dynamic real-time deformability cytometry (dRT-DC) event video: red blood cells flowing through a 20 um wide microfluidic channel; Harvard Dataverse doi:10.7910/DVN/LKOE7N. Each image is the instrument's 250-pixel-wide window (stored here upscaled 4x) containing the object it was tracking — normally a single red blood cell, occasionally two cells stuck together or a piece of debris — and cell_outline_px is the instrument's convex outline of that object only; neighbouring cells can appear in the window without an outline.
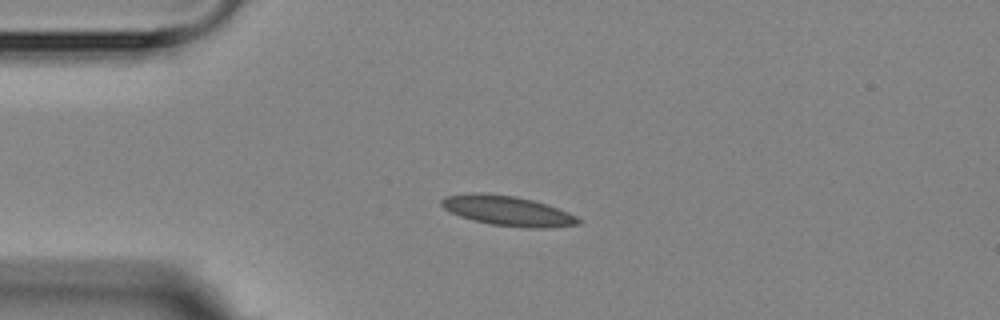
{"species": "Egyptian fruit bat (a non-hibernating species)", "species_latin": "Rousettus aegyptiacus", "temperature_condition": "room temperature", "stored_images_in_passage": 4, "camera_frame_rate_fps": 3000, "um_per_image_px": 0.085, "animal": {"sex": "female"}, "frame": {"image": 1, "passage_image": 3, "time_ms": 2.333, "image_size_px": [1000, 320], "cell_outline_px": [[580, 224], [552, 228], [528, 228], [492, 224], [472, 220], [460, 216], [444, 208], [440, 204], [440, 200], [444, 196], [476, 192], [480, 192], [512, 196], [532, 200], [568, 212], [576, 216], [580, 220]], "centroid_in_image_um": [43.13, 17.92], "position_along_channel_um": 41.9, "area_um2": 23.64}}